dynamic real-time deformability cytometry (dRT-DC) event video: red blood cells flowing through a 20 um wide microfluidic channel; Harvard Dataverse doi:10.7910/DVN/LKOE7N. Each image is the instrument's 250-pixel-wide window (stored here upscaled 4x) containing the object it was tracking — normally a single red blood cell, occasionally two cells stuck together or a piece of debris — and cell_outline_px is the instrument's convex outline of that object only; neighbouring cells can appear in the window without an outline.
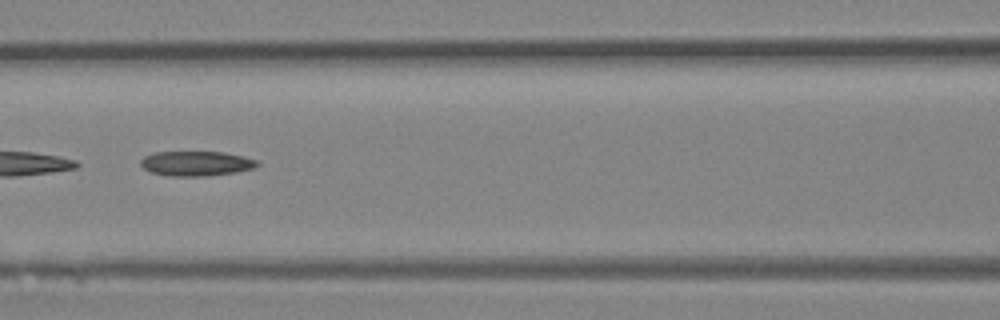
{"species": "Egyptian fruit bat (a non-hibernating species)", "species_latin": "Rousettus aegyptiacus", "temperature_condition": "room temperature", "stored_images_in_passage": 40, "camera_frame_rate_fps": 3000, "um_per_image_px": 0.085, "animal": {"sex": "female"}, "frame": {"image": 1, "passage_image": 18, "time_ms": 5.667, "image_size_px": [1000, 320], "cell_outline_px": [[260, 164], [256, 168], [236, 172], [208, 176], [168, 176], [152, 172], [144, 168], [140, 164], [140, 160], [144, 156], [156, 152], [224, 152], [244, 156], [260, 160]], "centroid_in_image_um": [16.74, 13.9], "position_along_channel_um": 149.9, "area_um2": 17.05}}
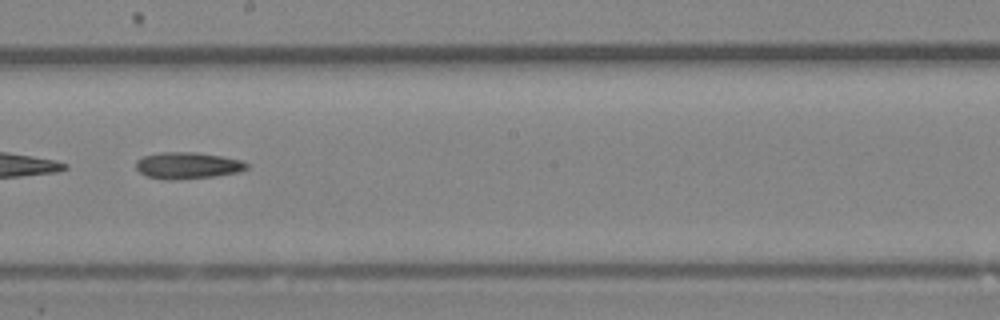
{"frame": {"image": 2, "passage_image": 23, "time_ms": 7.333, "image_size_px": [1000, 320], "cell_outline_px": [[248, 168], [240, 172], [216, 176], [180, 180], [164, 180], [148, 176], [140, 172], [136, 168], [136, 160], [144, 156], [160, 152], [196, 152], [220, 156], [240, 160], [248, 164]], "centroid_in_image_um": [15.94, 14.08], "position_along_channel_um": 232.3, "area_um2": 17.28}}